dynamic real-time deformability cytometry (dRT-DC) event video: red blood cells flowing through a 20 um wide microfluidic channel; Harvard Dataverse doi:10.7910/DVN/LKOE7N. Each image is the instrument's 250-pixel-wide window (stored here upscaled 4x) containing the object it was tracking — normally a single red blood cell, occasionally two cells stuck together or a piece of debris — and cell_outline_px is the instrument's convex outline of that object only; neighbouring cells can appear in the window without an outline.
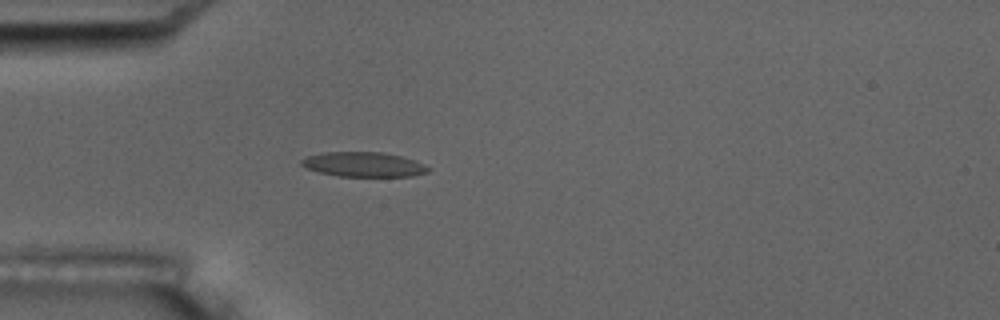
{"species": "common noctule bat (a hibernating species)", "species_latin": "Nyctalus noctula", "temperature_condition": "room temperature", "stored_images_in_passage": 4, "camera_frame_rate_fps": 3000, "um_per_image_px": 0.085, "animal": {"sex": "male", "body_mass_g": 17.5, "forearm_length_mm": 52.3}, "frame": {"image": 1, "passage_image": 4, "time_ms": 3.333, "image_size_px": [1000, 320], "cell_outline_px": [[432, 168], [428, 172], [412, 176], [340, 176], [320, 172], [308, 168], [300, 164], [300, 160], [308, 156], [324, 152], [384, 152], [400, 156], [424, 164]], "centroid_in_image_um": [30.93, 13.97], "position_along_channel_um": 54.1, "area_um2": 18.09}}